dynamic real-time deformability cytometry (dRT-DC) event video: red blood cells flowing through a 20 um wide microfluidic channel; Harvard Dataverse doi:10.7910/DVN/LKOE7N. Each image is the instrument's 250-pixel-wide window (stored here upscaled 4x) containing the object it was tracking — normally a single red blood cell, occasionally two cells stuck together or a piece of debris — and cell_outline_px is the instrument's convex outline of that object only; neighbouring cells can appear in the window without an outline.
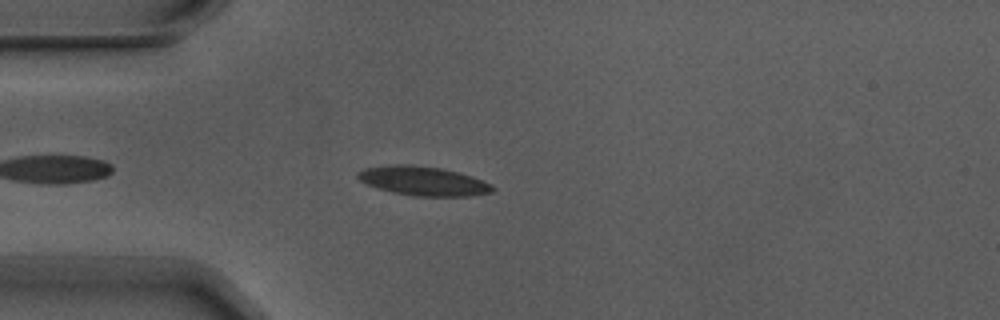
{"species": "Egyptian fruit bat (a non-hibernating species)", "species_latin": "Rousettus aegyptiacus", "temperature_condition": "warm", "stored_images_in_passage": 3, "camera_frame_rate_fps": 3000, "um_per_image_px": 0.085, "animal": {"sex": "male"}, "frame": {"image": 1, "passage_image": 2, "time_ms": 0.333, "image_size_px": [1000, 320], "cell_outline_px": [[496, 188], [492, 192], [468, 196], [412, 196], [392, 192], [376, 188], [360, 180], [356, 176], [356, 172], [364, 168], [392, 164], [412, 164], [440, 168], [472, 176], [492, 184]], "centroid_in_image_um": [35.95, 15.38], "position_along_channel_um": 49.0, "area_um2": 23.0}}